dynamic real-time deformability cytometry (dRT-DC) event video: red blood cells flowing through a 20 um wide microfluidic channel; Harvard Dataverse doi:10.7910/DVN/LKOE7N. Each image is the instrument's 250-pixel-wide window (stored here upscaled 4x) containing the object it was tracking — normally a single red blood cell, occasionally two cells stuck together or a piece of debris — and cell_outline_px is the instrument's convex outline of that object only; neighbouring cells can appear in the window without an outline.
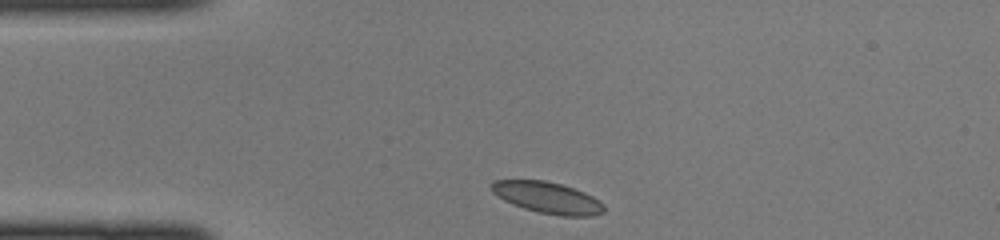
{"species": "common noctule bat (a hibernating species)", "species_latin": "Nyctalus noctula", "temperature_condition": "cold", "stored_images_in_passage": 36, "camera_frame_rate_fps": 3000, "um_per_image_px": 0.085, "animal": {"sex": "female", "body_mass_g": 22.0, "forearm_length_mm": 56.7}, "frame": {"image": 1, "passage_image": 1, "time_ms": 0.0, "image_size_px": [1000, 240], "cell_outline_px": [[604, 212], [592, 216], [560, 216], [540, 212], [524, 208], [512, 204], [504, 200], [492, 192], [488, 184], [492, 180], [544, 180], [560, 184], [584, 192], [600, 200], [604, 204]], "centroid_in_image_um": [46.52, 16.79], "position_along_channel_um": 38.5, "area_um2": 20.63}}
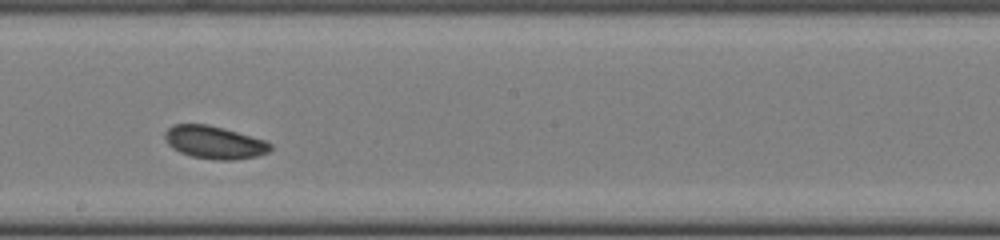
{"frame": {"image": 2, "passage_image": 16, "time_ms": 5.0, "image_size_px": [1000, 240], "cell_outline_px": [[272, 148], [268, 152], [256, 156], [236, 160], [216, 160], [192, 156], [180, 152], [172, 148], [168, 144], [164, 136], [164, 132], [172, 124], [208, 124], [224, 128], [264, 140], [272, 144]], "centroid_in_image_um": [18.2, 12.1], "position_along_channel_um": 230.0, "area_um2": 20.17}}
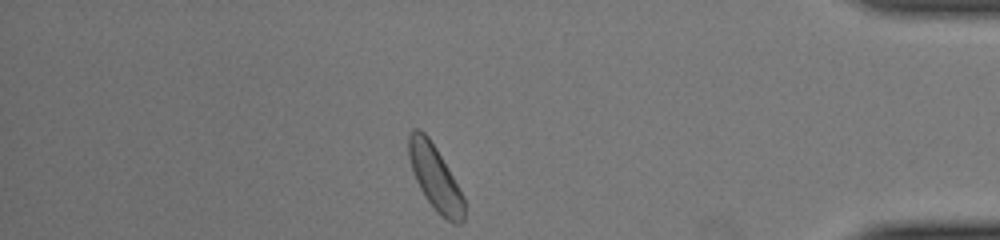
{"frame": {"image": 3, "passage_image": 30, "time_ms": 9.667, "image_size_px": [1000, 240], "cell_outline_px": [[464, 220], [460, 224], [452, 224], [436, 212], [424, 196], [416, 180], [408, 156], [408, 136], [412, 128], [420, 128], [428, 136], [436, 148], [448, 168], [464, 196]], "centroid_in_image_um": [36.98, 15.11], "position_along_channel_um": 398.2, "area_um2": 21.04}}